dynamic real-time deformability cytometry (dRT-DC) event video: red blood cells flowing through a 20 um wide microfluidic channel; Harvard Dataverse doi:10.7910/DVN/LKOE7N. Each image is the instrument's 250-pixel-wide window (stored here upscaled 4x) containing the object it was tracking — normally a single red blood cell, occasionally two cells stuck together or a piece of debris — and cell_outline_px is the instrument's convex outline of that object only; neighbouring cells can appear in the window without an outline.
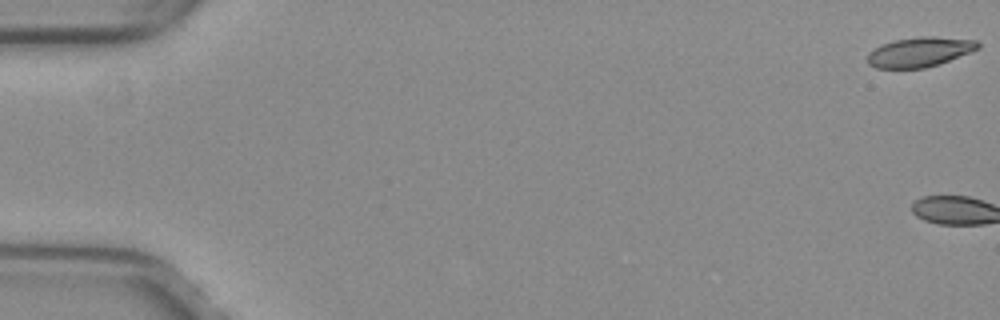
{"species": "common noctule bat (a hibernating species)", "species_latin": "Nyctalus noctula", "temperature_condition": "warm", "stored_images_in_passage": 3, "camera_frame_rate_fps": 3000, "um_per_image_px": 0.085, "animal": {"sex": "female", "body_mass_g": 29.2, "forearm_length_mm": 56.3}, "frame": {"image": 1, "passage_image": 1, "time_ms": 0.0, "image_size_px": [1000, 320], "cell_outline_px": [[980, 48], [940, 64], [924, 68], [876, 68], [868, 64], [868, 52], [884, 44], [896, 40], [920, 36], [932, 36], [976, 40], [980, 44]], "centroid_in_image_um": [78.2, 4.42], "position_along_channel_um": 6.8, "area_um2": 19.02}}